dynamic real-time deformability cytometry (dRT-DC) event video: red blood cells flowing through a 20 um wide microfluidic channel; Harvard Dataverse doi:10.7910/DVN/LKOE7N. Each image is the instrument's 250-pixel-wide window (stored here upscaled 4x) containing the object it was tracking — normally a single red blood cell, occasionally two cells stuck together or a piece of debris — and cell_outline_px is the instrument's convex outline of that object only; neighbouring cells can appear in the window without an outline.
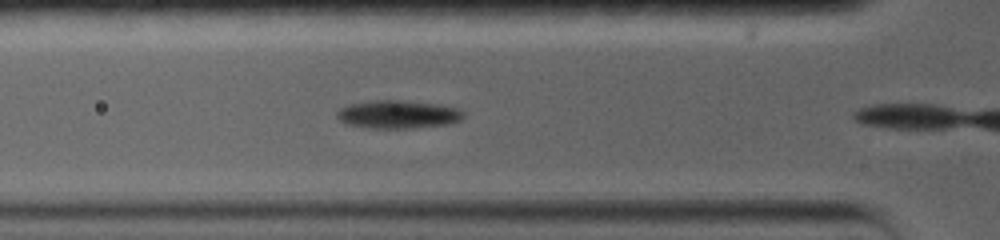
{"species": "common noctule bat (a hibernating species)", "species_latin": "Nyctalus noctula", "temperature_condition": "warm", "stored_images_in_passage": 4, "camera_frame_rate_fps": 5000, "um_per_image_px": 0.085, "animal": {"sex": "female", "body_mass_g": 19.0, "forearm_length_mm": 56.7}, "frame": {"image": 1, "passage_image": 3, "time_ms": 1.6, "image_size_px": [1000, 240], "cell_outline_px": [[464, 116], [460, 120], [452, 124], [412, 128], [368, 128], [344, 124], [336, 116], [336, 112], [340, 108], [348, 104], [376, 100], [400, 100], [440, 104], [460, 108], [464, 112]], "centroid_in_image_um": [33.85, 9.72], "position_along_channel_um": 92.0, "area_um2": 21.1}}